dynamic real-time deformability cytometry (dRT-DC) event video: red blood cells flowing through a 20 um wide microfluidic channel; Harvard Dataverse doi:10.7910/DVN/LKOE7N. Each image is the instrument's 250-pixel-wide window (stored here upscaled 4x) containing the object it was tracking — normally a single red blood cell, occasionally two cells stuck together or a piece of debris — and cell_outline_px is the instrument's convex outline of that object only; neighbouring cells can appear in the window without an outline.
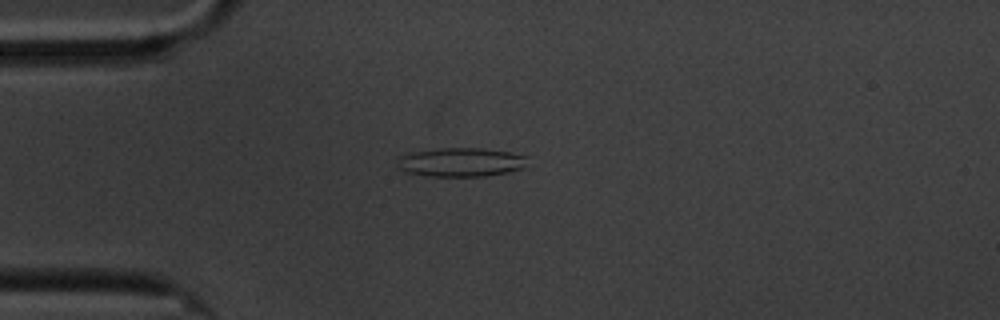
{"species": "common noctule bat (a hibernating species)", "species_latin": "Nyctalus noctula", "temperature_condition": "cold", "stored_images_in_passage": 10, "camera_frame_rate_fps": 3000, "um_per_image_px": 0.085, "animal": {"sex": "male", "body_mass_g": 20.1, "forearm_length_mm": 53.5}, "frame": {"image": 1, "passage_image": 5, "time_ms": 4.333, "image_size_px": [1000, 320], "cell_outline_px": [[528, 156], [520, 168], [508, 172], [484, 176], [424, 176], [404, 172], [396, 168], [396, 156], [408, 152], [440, 148], [480, 148], [508, 152]], "centroid_in_image_um": [39.01, 13.78], "position_along_channel_um": 46.0, "area_um2": 22.14}}
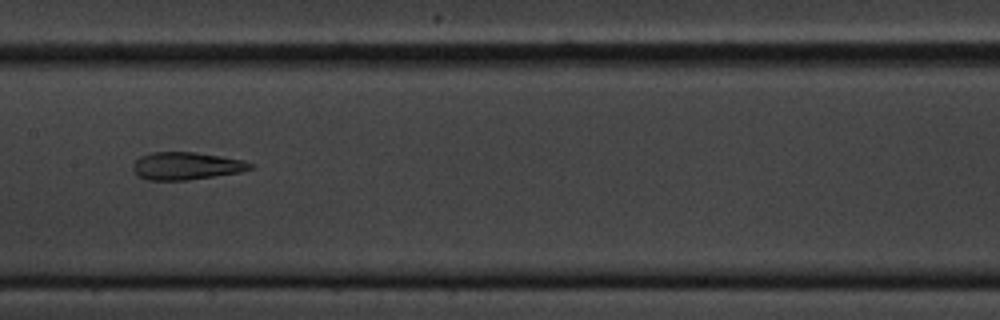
{"frame": {"image": 2, "passage_image": 9, "time_ms": 9.0, "image_size_px": [1000, 320], "cell_outline_px": [[252, 168], [240, 172], [188, 180], [148, 180], [140, 176], [132, 168], [132, 164], [140, 156], [152, 152], [196, 152], [244, 160], [252, 164]], "centroid_in_image_um": [15.82, 14.1], "position_along_channel_um": 191.6, "area_um2": 18.73}}
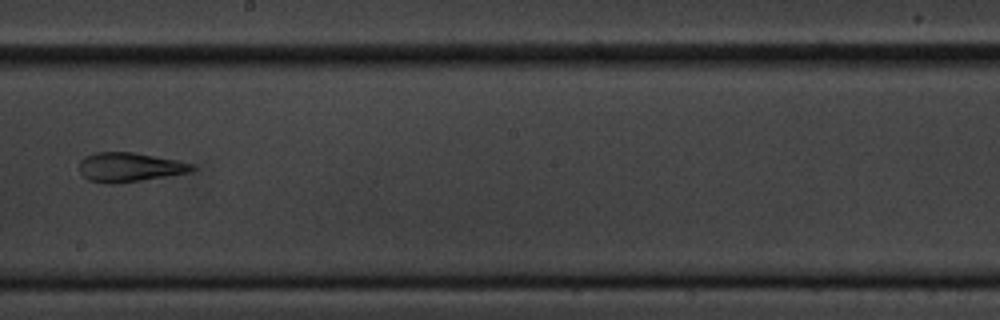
{"frame": {"image": 3, "passage_image": 10, "time_ms": 10.333, "image_size_px": [1000, 320], "cell_outline_px": [[196, 168], [188, 172], [168, 176], [116, 184], [108, 184], [88, 180], [80, 172], [80, 160], [84, 156], [96, 152], [132, 152], [176, 160], [192, 164]], "centroid_in_image_um": [10.97, 14.21], "position_along_channel_um": 237.2, "area_um2": 19.13}}